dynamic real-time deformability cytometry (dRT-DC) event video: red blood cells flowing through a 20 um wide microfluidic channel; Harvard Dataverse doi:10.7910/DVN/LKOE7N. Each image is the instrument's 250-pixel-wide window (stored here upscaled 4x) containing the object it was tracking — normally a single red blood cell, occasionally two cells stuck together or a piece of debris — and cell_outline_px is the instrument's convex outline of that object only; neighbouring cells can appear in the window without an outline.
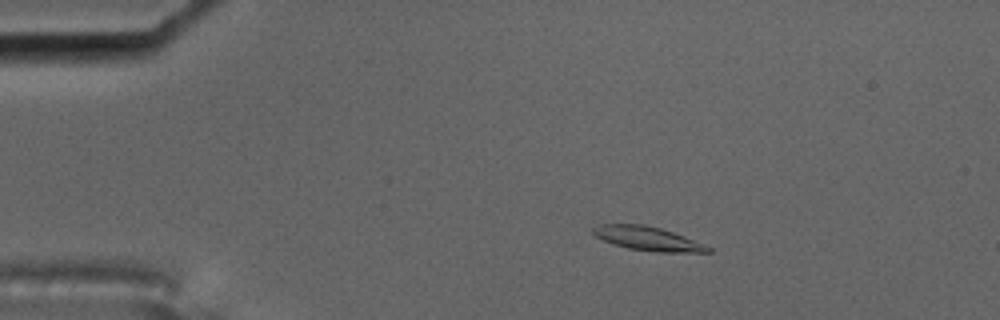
{"species": "common noctule bat (a hibernating species)", "species_latin": "Nyctalus noctula", "temperature_condition": "cold", "stored_images_in_passage": 6, "camera_frame_rate_fps": 3000, "um_per_image_px": 0.085, "animal": {"sex": "male", "body_mass_g": 17.5, "forearm_length_mm": 52.3}, "frame": {"image": 1, "passage_image": 2, "time_ms": 0.333, "image_size_px": [1000, 320], "cell_outline_px": [[712, 252], [656, 252], [628, 248], [604, 240], [596, 236], [592, 232], [592, 228], [600, 224], [644, 224], [660, 228], [684, 236], [704, 244], [712, 248]], "centroid_in_image_um": [55.08, 20.27], "position_along_channel_um": 29.9, "area_um2": 15.84}}
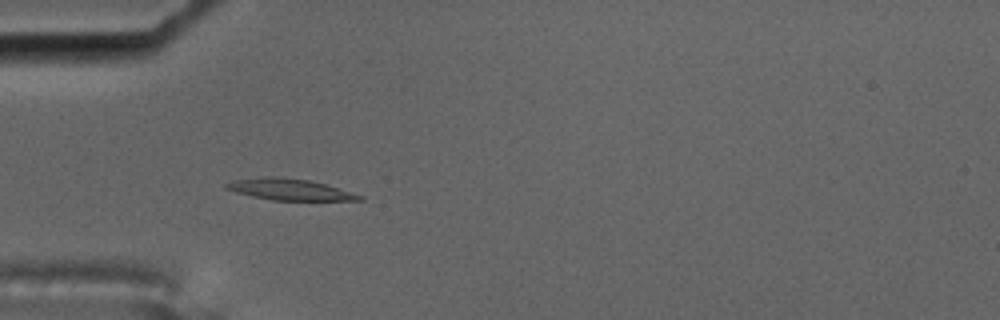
{"frame": {"image": 2, "passage_image": 4, "time_ms": 1.0, "image_size_px": [1000, 320], "cell_outline_px": [[364, 200], [272, 200], [252, 196], [236, 192], [224, 188], [224, 184], [236, 180], [264, 176], [284, 176], [308, 180], [324, 184], [364, 196]], "centroid_in_image_um": [24.59, 16.09], "position_along_channel_um": 60.4, "area_um2": 16.42}}